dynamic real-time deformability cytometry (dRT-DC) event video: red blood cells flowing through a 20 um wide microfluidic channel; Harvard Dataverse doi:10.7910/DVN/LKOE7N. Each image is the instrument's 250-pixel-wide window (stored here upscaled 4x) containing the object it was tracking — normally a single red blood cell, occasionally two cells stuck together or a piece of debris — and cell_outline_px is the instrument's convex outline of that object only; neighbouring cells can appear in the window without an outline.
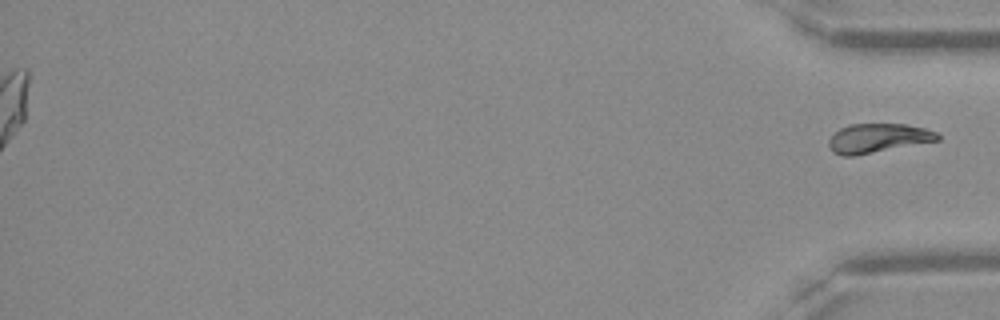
{"species": "Egyptian fruit bat (a non-hibernating species)", "species_latin": "Rousettus aegyptiacus", "temperature_condition": "warm", "stored_images_in_passage": 46, "segment_of_instrument_passage": [2, 2], "camera_frame_rate_fps": 3000, "um_per_image_px": 0.085, "frame": {"image": 1, "passage_image": 46, "time_ms": 15.0, "image_size_px": [1000, 320], "cell_outline_px": [[940, 140], [852, 156], [844, 156], [832, 152], [828, 144], [828, 140], [840, 128], [848, 124], [904, 124], [924, 128], [936, 132], [940, 136]], "centroid_in_image_um": [74.61, 11.74], "position_along_channel_um": 360.6, "area_um2": 18.32}}